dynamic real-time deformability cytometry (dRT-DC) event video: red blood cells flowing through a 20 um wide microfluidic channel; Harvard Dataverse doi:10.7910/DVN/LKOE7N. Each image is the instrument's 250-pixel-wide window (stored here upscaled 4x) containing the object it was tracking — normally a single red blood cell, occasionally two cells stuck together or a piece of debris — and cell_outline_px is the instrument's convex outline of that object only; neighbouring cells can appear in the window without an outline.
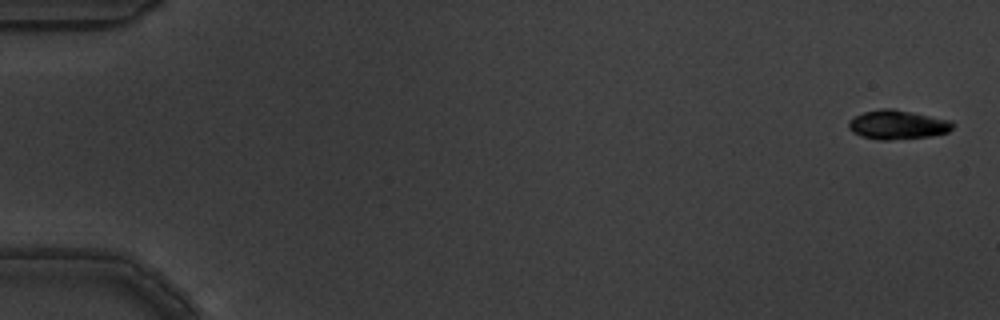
{"species": "common noctule bat (a hibernating species)", "species_latin": "Nyctalus noctula", "temperature_condition": "warm", "stored_images_in_passage": 7, "camera_frame_rate_fps": 3000, "um_per_image_px": 0.085, "animal": {"sex": "male", "body_mass_g": 19.5, "forearm_length_mm": 54.6}, "frame": {"image": 1, "passage_image": 1, "time_ms": 0.0, "image_size_px": [1000, 320], "cell_outline_px": [[956, 124], [948, 132], [932, 136], [888, 140], [880, 140], [860, 136], [852, 132], [848, 128], [848, 120], [864, 112], [880, 108], [892, 108], [952, 120]], "centroid_in_image_um": [76.3, 10.6], "position_along_channel_um": 8.7, "area_um2": 17.86}}
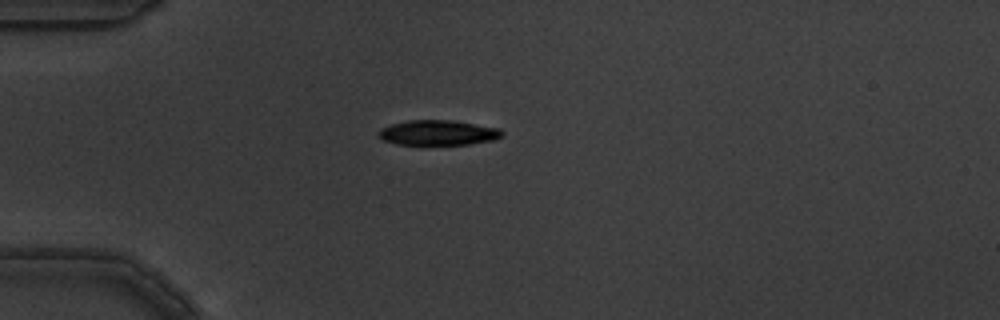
{"frame": {"image": 2, "passage_image": 5, "time_ms": 1.333, "image_size_px": [1000, 320], "cell_outline_px": [[504, 136], [496, 140], [468, 144], [420, 148], [396, 144], [380, 140], [376, 136], [380, 128], [392, 124], [408, 120], [448, 120], [500, 128], [504, 132]], "centroid_in_image_um": [37.17, 11.34], "position_along_channel_um": 47.8, "area_um2": 19.19}}
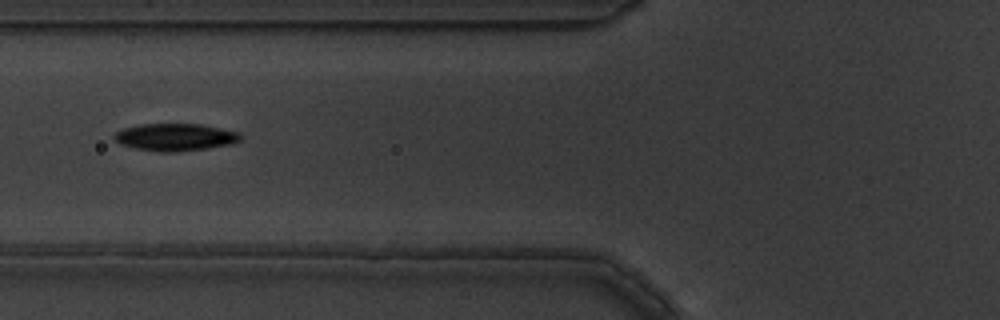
{"frame": {"image": 3, "passage_image": 7, "time_ms": 2.0, "image_size_px": [1000, 320], "cell_outline_px": [[240, 140], [232, 144], [208, 148], [176, 152], [156, 152], [136, 148], [120, 144], [112, 136], [116, 132], [124, 128], [140, 124], [200, 124], [240, 132]], "centroid_in_image_um": [14.89, 11.66], "position_along_channel_um": 110.9, "area_um2": 20.11}}